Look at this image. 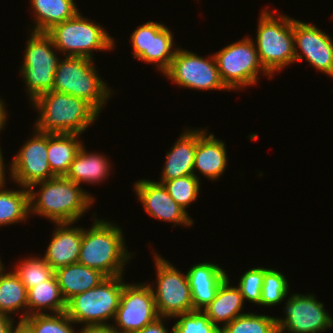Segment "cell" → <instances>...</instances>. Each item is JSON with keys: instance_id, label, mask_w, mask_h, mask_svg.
Listing matches in <instances>:
<instances>
[{"instance_id": "cell-5", "label": "cell", "mask_w": 333, "mask_h": 333, "mask_svg": "<svg viewBox=\"0 0 333 333\" xmlns=\"http://www.w3.org/2000/svg\"><path fill=\"white\" fill-rule=\"evenodd\" d=\"M93 60L70 56L60 59L52 90L79 97L100 114L114 92L99 76Z\"/></svg>"}, {"instance_id": "cell-37", "label": "cell", "mask_w": 333, "mask_h": 333, "mask_svg": "<svg viewBox=\"0 0 333 333\" xmlns=\"http://www.w3.org/2000/svg\"><path fill=\"white\" fill-rule=\"evenodd\" d=\"M167 317H158L155 321L145 326L143 329L136 333H174V328H171V332L165 327L163 321H165Z\"/></svg>"}, {"instance_id": "cell-8", "label": "cell", "mask_w": 333, "mask_h": 333, "mask_svg": "<svg viewBox=\"0 0 333 333\" xmlns=\"http://www.w3.org/2000/svg\"><path fill=\"white\" fill-rule=\"evenodd\" d=\"M213 55L220 78L229 90L237 91L256 85L262 74L273 78L263 67L250 36L226 45Z\"/></svg>"}, {"instance_id": "cell-18", "label": "cell", "mask_w": 333, "mask_h": 333, "mask_svg": "<svg viewBox=\"0 0 333 333\" xmlns=\"http://www.w3.org/2000/svg\"><path fill=\"white\" fill-rule=\"evenodd\" d=\"M207 132L205 128H197L193 175L199 177L197 174L199 172L207 179L217 181L226 170L229 156L225 142L217 139L213 133L208 135Z\"/></svg>"}, {"instance_id": "cell-23", "label": "cell", "mask_w": 333, "mask_h": 333, "mask_svg": "<svg viewBox=\"0 0 333 333\" xmlns=\"http://www.w3.org/2000/svg\"><path fill=\"white\" fill-rule=\"evenodd\" d=\"M108 159L103 153L89 152L82 145L65 177L78 185L83 182L87 184L104 182L112 168Z\"/></svg>"}, {"instance_id": "cell-17", "label": "cell", "mask_w": 333, "mask_h": 333, "mask_svg": "<svg viewBox=\"0 0 333 333\" xmlns=\"http://www.w3.org/2000/svg\"><path fill=\"white\" fill-rule=\"evenodd\" d=\"M134 192L144 208V212L160 221L174 223L173 227L192 226L194 221L189 213L169 195L162 183L148 179L134 182Z\"/></svg>"}, {"instance_id": "cell-15", "label": "cell", "mask_w": 333, "mask_h": 333, "mask_svg": "<svg viewBox=\"0 0 333 333\" xmlns=\"http://www.w3.org/2000/svg\"><path fill=\"white\" fill-rule=\"evenodd\" d=\"M33 129V137L24 142L7 166L11 181L28 189L35 183L56 177L48 163L47 133Z\"/></svg>"}, {"instance_id": "cell-32", "label": "cell", "mask_w": 333, "mask_h": 333, "mask_svg": "<svg viewBox=\"0 0 333 333\" xmlns=\"http://www.w3.org/2000/svg\"><path fill=\"white\" fill-rule=\"evenodd\" d=\"M23 322L33 333H80L72 326L75 323L65 312L56 314H34L27 316Z\"/></svg>"}, {"instance_id": "cell-1", "label": "cell", "mask_w": 333, "mask_h": 333, "mask_svg": "<svg viewBox=\"0 0 333 333\" xmlns=\"http://www.w3.org/2000/svg\"><path fill=\"white\" fill-rule=\"evenodd\" d=\"M35 190L34 188H38ZM37 191V192H36ZM95 197L81 185L56 176L29 188L30 213L56 223H76L91 207Z\"/></svg>"}, {"instance_id": "cell-20", "label": "cell", "mask_w": 333, "mask_h": 333, "mask_svg": "<svg viewBox=\"0 0 333 333\" xmlns=\"http://www.w3.org/2000/svg\"><path fill=\"white\" fill-rule=\"evenodd\" d=\"M215 263L194 264L187 271L194 311L203 310L209 305L214 300L220 284L228 277L226 271Z\"/></svg>"}, {"instance_id": "cell-42", "label": "cell", "mask_w": 333, "mask_h": 333, "mask_svg": "<svg viewBox=\"0 0 333 333\" xmlns=\"http://www.w3.org/2000/svg\"><path fill=\"white\" fill-rule=\"evenodd\" d=\"M5 165L6 164H4V163H0V187L7 182L6 181L7 179L5 177L6 176V174H5V172H6Z\"/></svg>"}, {"instance_id": "cell-43", "label": "cell", "mask_w": 333, "mask_h": 333, "mask_svg": "<svg viewBox=\"0 0 333 333\" xmlns=\"http://www.w3.org/2000/svg\"><path fill=\"white\" fill-rule=\"evenodd\" d=\"M5 265L3 264L2 260L0 259V276L6 271L4 269H6V267H4Z\"/></svg>"}, {"instance_id": "cell-36", "label": "cell", "mask_w": 333, "mask_h": 333, "mask_svg": "<svg viewBox=\"0 0 333 333\" xmlns=\"http://www.w3.org/2000/svg\"><path fill=\"white\" fill-rule=\"evenodd\" d=\"M264 280V267H254L244 272L237 284L244 302L260 305L262 285Z\"/></svg>"}, {"instance_id": "cell-13", "label": "cell", "mask_w": 333, "mask_h": 333, "mask_svg": "<svg viewBox=\"0 0 333 333\" xmlns=\"http://www.w3.org/2000/svg\"><path fill=\"white\" fill-rule=\"evenodd\" d=\"M158 317L150 284L124 283L120 304L111 326L122 333H136Z\"/></svg>"}, {"instance_id": "cell-35", "label": "cell", "mask_w": 333, "mask_h": 333, "mask_svg": "<svg viewBox=\"0 0 333 333\" xmlns=\"http://www.w3.org/2000/svg\"><path fill=\"white\" fill-rule=\"evenodd\" d=\"M173 325L174 333H220V328L213 324L202 310L179 314Z\"/></svg>"}, {"instance_id": "cell-24", "label": "cell", "mask_w": 333, "mask_h": 333, "mask_svg": "<svg viewBox=\"0 0 333 333\" xmlns=\"http://www.w3.org/2000/svg\"><path fill=\"white\" fill-rule=\"evenodd\" d=\"M55 275L66 302L79 293L97 287L107 278L100 271L79 263L59 268Z\"/></svg>"}, {"instance_id": "cell-9", "label": "cell", "mask_w": 333, "mask_h": 333, "mask_svg": "<svg viewBox=\"0 0 333 333\" xmlns=\"http://www.w3.org/2000/svg\"><path fill=\"white\" fill-rule=\"evenodd\" d=\"M28 32L30 37L19 70L26 85L28 93L26 95L32 103L39 95L52 91L60 58L55 52L57 49L51 37L46 32Z\"/></svg>"}, {"instance_id": "cell-14", "label": "cell", "mask_w": 333, "mask_h": 333, "mask_svg": "<svg viewBox=\"0 0 333 333\" xmlns=\"http://www.w3.org/2000/svg\"><path fill=\"white\" fill-rule=\"evenodd\" d=\"M130 35L134 59L155 64L162 74L170 67L178 47L167 26L158 21H148L139 25Z\"/></svg>"}, {"instance_id": "cell-40", "label": "cell", "mask_w": 333, "mask_h": 333, "mask_svg": "<svg viewBox=\"0 0 333 333\" xmlns=\"http://www.w3.org/2000/svg\"><path fill=\"white\" fill-rule=\"evenodd\" d=\"M2 98H0V132L1 130L5 129V125L7 124L6 121H7V111L5 110L6 109V105H5V102Z\"/></svg>"}, {"instance_id": "cell-28", "label": "cell", "mask_w": 333, "mask_h": 333, "mask_svg": "<svg viewBox=\"0 0 333 333\" xmlns=\"http://www.w3.org/2000/svg\"><path fill=\"white\" fill-rule=\"evenodd\" d=\"M22 311L19 321L28 316L27 288L13 270L5 271L0 276V313L12 317Z\"/></svg>"}, {"instance_id": "cell-31", "label": "cell", "mask_w": 333, "mask_h": 333, "mask_svg": "<svg viewBox=\"0 0 333 333\" xmlns=\"http://www.w3.org/2000/svg\"><path fill=\"white\" fill-rule=\"evenodd\" d=\"M16 263V267L14 266L15 270L13 269V271L27 290L36 284L49 280L55 274V271L45 261L44 257L40 258L39 255L38 257L22 258V260Z\"/></svg>"}, {"instance_id": "cell-12", "label": "cell", "mask_w": 333, "mask_h": 333, "mask_svg": "<svg viewBox=\"0 0 333 333\" xmlns=\"http://www.w3.org/2000/svg\"><path fill=\"white\" fill-rule=\"evenodd\" d=\"M287 298L285 316L274 317L278 333H319L333 327V317L315 295L293 293Z\"/></svg>"}, {"instance_id": "cell-33", "label": "cell", "mask_w": 333, "mask_h": 333, "mask_svg": "<svg viewBox=\"0 0 333 333\" xmlns=\"http://www.w3.org/2000/svg\"><path fill=\"white\" fill-rule=\"evenodd\" d=\"M289 282L276 269L264 268V280L262 285V293L260 305L269 307L281 304L287 296H289Z\"/></svg>"}, {"instance_id": "cell-39", "label": "cell", "mask_w": 333, "mask_h": 333, "mask_svg": "<svg viewBox=\"0 0 333 333\" xmlns=\"http://www.w3.org/2000/svg\"><path fill=\"white\" fill-rule=\"evenodd\" d=\"M15 322L12 317L0 313V333H11Z\"/></svg>"}, {"instance_id": "cell-11", "label": "cell", "mask_w": 333, "mask_h": 333, "mask_svg": "<svg viewBox=\"0 0 333 333\" xmlns=\"http://www.w3.org/2000/svg\"><path fill=\"white\" fill-rule=\"evenodd\" d=\"M163 75L185 89L230 91L220 78L213 54L203 58L179 47Z\"/></svg>"}, {"instance_id": "cell-21", "label": "cell", "mask_w": 333, "mask_h": 333, "mask_svg": "<svg viewBox=\"0 0 333 333\" xmlns=\"http://www.w3.org/2000/svg\"><path fill=\"white\" fill-rule=\"evenodd\" d=\"M196 145L197 129L185 128L169 152H166L160 181L193 175Z\"/></svg>"}, {"instance_id": "cell-44", "label": "cell", "mask_w": 333, "mask_h": 333, "mask_svg": "<svg viewBox=\"0 0 333 333\" xmlns=\"http://www.w3.org/2000/svg\"><path fill=\"white\" fill-rule=\"evenodd\" d=\"M3 149H1V146H0V163H4V158H3V154H2V151Z\"/></svg>"}, {"instance_id": "cell-7", "label": "cell", "mask_w": 333, "mask_h": 333, "mask_svg": "<svg viewBox=\"0 0 333 333\" xmlns=\"http://www.w3.org/2000/svg\"><path fill=\"white\" fill-rule=\"evenodd\" d=\"M46 33L57 52L64 53V56L94 59L93 51H110L116 47L114 39L103 26L82 16L80 11Z\"/></svg>"}, {"instance_id": "cell-41", "label": "cell", "mask_w": 333, "mask_h": 333, "mask_svg": "<svg viewBox=\"0 0 333 333\" xmlns=\"http://www.w3.org/2000/svg\"><path fill=\"white\" fill-rule=\"evenodd\" d=\"M11 333H33V332L23 321H18L13 326Z\"/></svg>"}, {"instance_id": "cell-3", "label": "cell", "mask_w": 333, "mask_h": 333, "mask_svg": "<svg viewBox=\"0 0 333 333\" xmlns=\"http://www.w3.org/2000/svg\"><path fill=\"white\" fill-rule=\"evenodd\" d=\"M39 114L34 128L49 134H82L100 114L86 101L73 95L49 91L31 104Z\"/></svg>"}, {"instance_id": "cell-16", "label": "cell", "mask_w": 333, "mask_h": 333, "mask_svg": "<svg viewBox=\"0 0 333 333\" xmlns=\"http://www.w3.org/2000/svg\"><path fill=\"white\" fill-rule=\"evenodd\" d=\"M295 61L306 60L318 72L333 78V39L314 23L293 18ZM300 50V51H299Z\"/></svg>"}, {"instance_id": "cell-29", "label": "cell", "mask_w": 333, "mask_h": 333, "mask_svg": "<svg viewBox=\"0 0 333 333\" xmlns=\"http://www.w3.org/2000/svg\"><path fill=\"white\" fill-rule=\"evenodd\" d=\"M6 184L0 187V227L25 222L31 216L29 189H4Z\"/></svg>"}, {"instance_id": "cell-25", "label": "cell", "mask_w": 333, "mask_h": 333, "mask_svg": "<svg viewBox=\"0 0 333 333\" xmlns=\"http://www.w3.org/2000/svg\"><path fill=\"white\" fill-rule=\"evenodd\" d=\"M28 316L34 314H56L66 311L64 299L54 274L49 280L27 290Z\"/></svg>"}, {"instance_id": "cell-6", "label": "cell", "mask_w": 333, "mask_h": 333, "mask_svg": "<svg viewBox=\"0 0 333 333\" xmlns=\"http://www.w3.org/2000/svg\"><path fill=\"white\" fill-rule=\"evenodd\" d=\"M124 275L105 278L97 287L79 293L67 301V316L75 324L109 326L115 319L124 286Z\"/></svg>"}, {"instance_id": "cell-26", "label": "cell", "mask_w": 333, "mask_h": 333, "mask_svg": "<svg viewBox=\"0 0 333 333\" xmlns=\"http://www.w3.org/2000/svg\"><path fill=\"white\" fill-rule=\"evenodd\" d=\"M30 3L35 17L33 32H47L79 12L74 0H30Z\"/></svg>"}, {"instance_id": "cell-10", "label": "cell", "mask_w": 333, "mask_h": 333, "mask_svg": "<svg viewBox=\"0 0 333 333\" xmlns=\"http://www.w3.org/2000/svg\"><path fill=\"white\" fill-rule=\"evenodd\" d=\"M156 287L151 285L159 317L173 318L194 311L187 272L181 273L170 261L154 252Z\"/></svg>"}, {"instance_id": "cell-38", "label": "cell", "mask_w": 333, "mask_h": 333, "mask_svg": "<svg viewBox=\"0 0 333 333\" xmlns=\"http://www.w3.org/2000/svg\"><path fill=\"white\" fill-rule=\"evenodd\" d=\"M80 333H122L109 326H87L80 329Z\"/></svg>"}, {"instance_id": "cell-27", "label": "cell", "mask_w": 333, "mask_h": 333, "mask_svg": "<svg viewBox=\"0 0 333 333\" xmlns=\"http://www.w3.org/2000/svg\"><path fill=\"white\" fill-rule=\"evenodd\" d=\"M81 134L47 133V156L52 173L65 176L74 157L83 145Z\"/></svg>"}, {"instance_id": "cell-19", "label": "cell", "mask_w": 333, "mask_h": 333, "mask_svg": "<svg viewBox=\"0 0 333 333\" xmlns=\"http://www.w3.org/2000/svg\"><path fill=\"white\" fill-rule=\"evenodd\" d=\"M72 225L74 223H56L55 225L50 243L43 256L54 271L78 263L82 227H72Z\"/></svg>"}, {"instance_id": "cell-34", "label": "cell", "mask_w": 333, "mask_h": 333, "mask_svg": "<svg viewBox=\"0 0 333 333\" xmlns=\"http://www.w3.org/2000/svg\"><path fill=\"white\" fill-rule=\"evenodd\" d=\"M200 181V177L189 175L159 183H162L175 202L186 210L192 202L198 200L202 183Z\"/></svg>"}, {"instance_id": "cell-4", "label": "cell", "mask_w": 333, "mask_h": 333, "mask_svg": "<svg viewBox=\"0 0 333 333\" xmlns=\"http://www.w3.org/2000/svg\"><path fill=\"white\" fill-rule=\"evenodd\" d=\"M262 9L255 46L263 67L272 75L295 63L293 18Z\"/></svg>"}, {"instance_id": "cell-30", "label": "cell", "mask_w": 333, "mask_h": 333, "mask_svg": "<svg viewBox=\"0 0 333 333\" xmlns=\"http://www.w3.org/2000/svg\"><path fill=\"white\" fill-rule=\"evenodd\" d=\"M220 333H278L275 318L248 312L221 328Z\"/></svg>"}, {"instance_id": "cell-22", "label": "cell", "mask_w": 333, "mask_h": 333, "mask_svg": "<svg viewBox=\"0 0 333 333\" xmlns=\"http://www.w3.org/2000/svg\"><path fill=\"white\" fill-rule=\"evenodd\" d=\"M230 282L228 276L220 284L214 300L202 310L220 330L236 317L246 314L242 312L243 296L239 288Z\"/></svg>"}, {"instance_id": "cell-2", "label": "cell", "mask_w": 333, "mask_h": 333, "mask_svg": "<svg viewBox=\"0 0 333 333\" xmlns=\"http://www.w3.org/2000/svg\"><path fill=\"white\" fill-rule=\"evenodd\" d=\"M90 229L82 228V241L78 263L96 269L106 277L123 275L131 260L125 245L123 229L105 219L93 218Z\"/></svg>"}]
</instances>
